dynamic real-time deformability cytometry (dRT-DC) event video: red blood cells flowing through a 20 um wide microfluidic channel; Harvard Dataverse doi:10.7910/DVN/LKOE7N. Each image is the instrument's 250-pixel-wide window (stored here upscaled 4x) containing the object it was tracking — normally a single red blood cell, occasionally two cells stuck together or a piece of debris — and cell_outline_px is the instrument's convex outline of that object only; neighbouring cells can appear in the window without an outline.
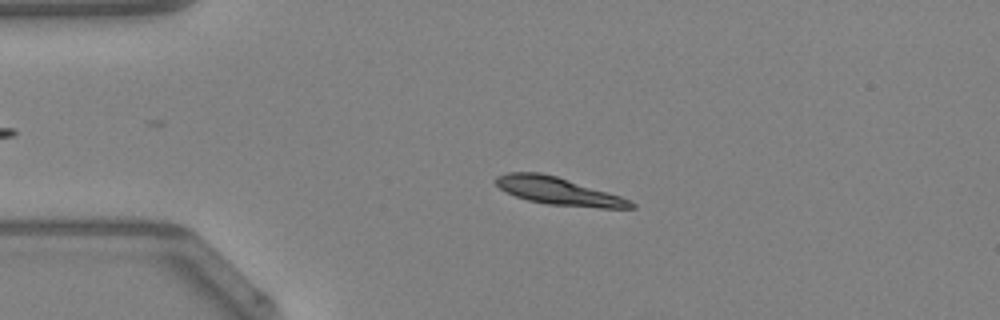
{"species": "Egyptian fruit bat (a non-hibernating species)", "species_latin": "Rousettus aegyptiacus", "temperature_condition": "warm", "stored_images_in_passage": 37, "camera_frame_rate_fps": 3000, "um_per_image_px": 0.085, "animal": {"sex": "female"}, "frame": {"image": 1, "passage_image": 10, "time_ms": 3.0, "image_size_px": [1000, 320], "cell_outline_px": [[636, 208], [600, 208], [548, 204], [528, 200], [516, 196], [500, 188], [492, 180], [496, 176], [508, 172], [540, 172], [556, 176], [620, 196], [636, 204]], "centroid_in_image_um": [47.43, 16.24], "position_along_channel_um": 37.6, "area_um2": 21.44}}
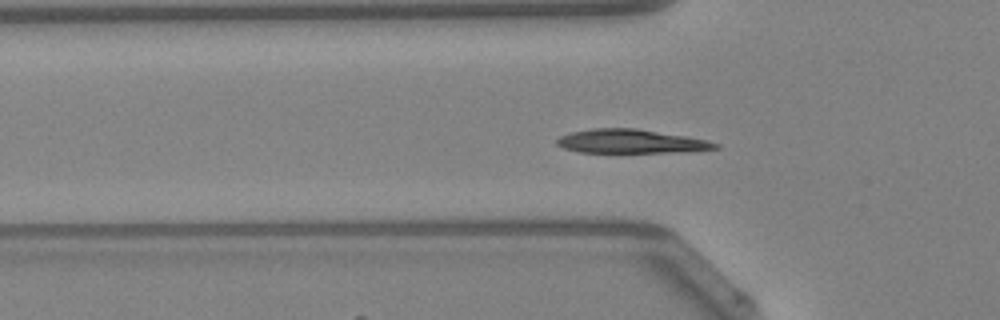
{"frame": {"image": 2, "passage_image": 15, "time_ms": 4.667, "image_size_px": [1000, 320], "cell_outline_px": [[720, 148], [684, 152], [580, 152], [564, 148], [556, 144], [556, 140], [560, 136], [572, 132], [592, 128], [636, 128], [708, 140], [720, 144]], "centroid_in_image_um": [53.64, 12.01], "position_along_channel_um": 72.2, "area_um2": 21.91}}
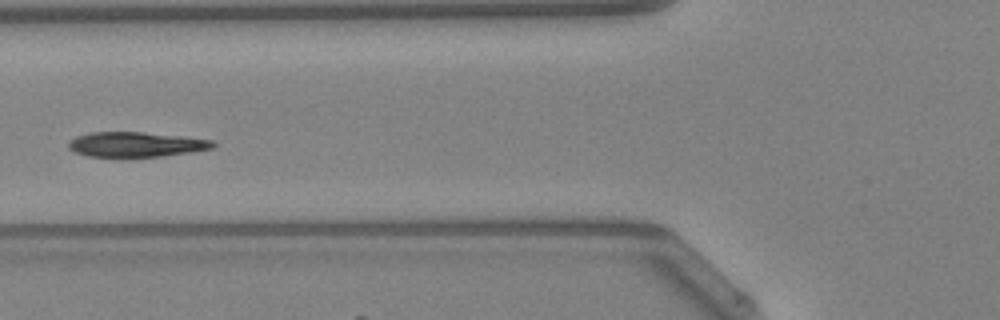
{"frame": {"image": 3, "passage_image": 18, "time_ms": 5.667, "image_size_px": [1000, 320], "cell_outline_px": [[216, 144], [212, 148], [192, 152], [164, 156], [88, 156], [76, 152], [68, 148], [68, 144], [76, 136], [92, 132], [140, 132], [180, 136], [212, 140]], "centroid_in_image_um": [11.57, 12.27], "position_along_channel_um": 114.2, "area_um2": 20.63}, "authors_computed_cell_mechanics": {"area_um2": 21.4438, "velocity_mm_per_s": 4.1967, "shape_relaxation_time_tau1_ms": 3.7624, "shape_relaxation_time_tau2_ms": null, "deformation_change_tau1": 0.1712, "deformation_change_tau2": null}}